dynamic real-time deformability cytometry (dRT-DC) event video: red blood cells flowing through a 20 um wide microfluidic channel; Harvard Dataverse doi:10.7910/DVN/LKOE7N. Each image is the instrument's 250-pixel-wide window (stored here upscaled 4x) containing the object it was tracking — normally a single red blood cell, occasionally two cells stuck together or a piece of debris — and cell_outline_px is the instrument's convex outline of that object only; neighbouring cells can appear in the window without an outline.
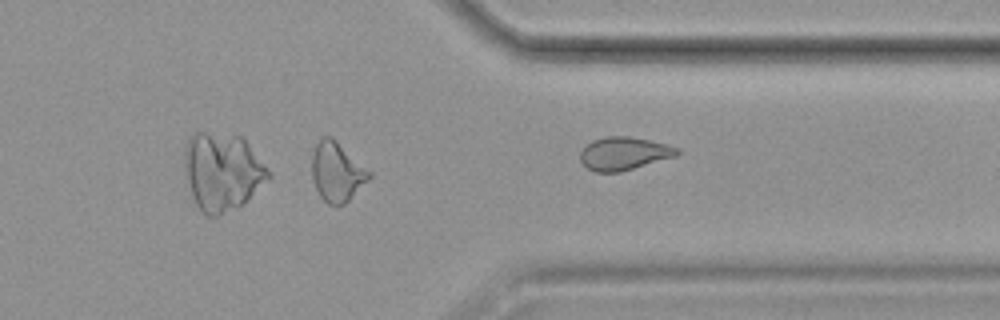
{"species": "common noctule bat (a hibernating species)", "species_latin": "Nyctalus noctula", "temperature_condition": "cold", "stored_images_in_passage": 27, "camera_frame_rate_fps": 3000, "um_per_image_px": 0.085, "animal": {"sex": "female", "body_mass_g": 19.9}, "frame": {"image": 1, "passage_image": 27, "time_ms": 8.667, "image_size_px": [1000, 320], "cell_outline_px": [[680, 152], [676, 156], [620, 172], [596, 172], [588, 168], [580, 160], [580, 152], [592, 140], [604, 136], [628, 136], [668, 144], [680, 148]], "centroid_in_image_um": [53.05, 13.04], "position_along_channel_um": 358.3, "area_um2": 18.61}}